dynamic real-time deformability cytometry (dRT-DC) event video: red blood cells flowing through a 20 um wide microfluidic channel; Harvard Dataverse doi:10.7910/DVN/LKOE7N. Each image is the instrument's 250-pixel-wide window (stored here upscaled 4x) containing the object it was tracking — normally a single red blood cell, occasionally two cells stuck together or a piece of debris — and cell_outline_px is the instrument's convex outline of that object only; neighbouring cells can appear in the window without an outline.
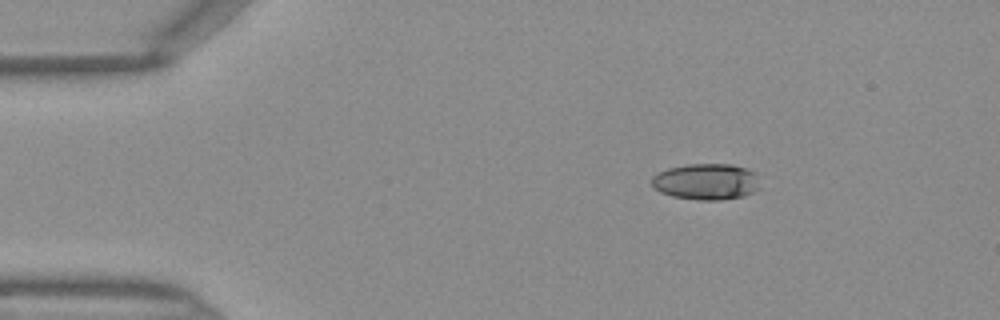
{"species": "Egyptian fruit bat (a non-hibernating species)", "species_latin": "Rousettus aegyptiacus", "temperature_condition": "warm", "stored_images_in_passage": 40, "camera_frame_rate_fps": 3000, "um_per_image_px": 0.085, "frame": {"image": 1, "passage_image": 1, "time_ms": 0.0, "image_size_px": [1000, 320], "cell_outline_px": [[760, 188], [756, 192], [744, 196], [720, 200], [700, 200], [672, 196], [660, 192], [652, 184], [652, 176], [668, 168], [688, 164], [732, 164], [748, 168], [756, 172]], "centroid_in_image_um": [60.09, 15.44], "position_along_channel_um": 24.9, "area_um2": 23.06}}
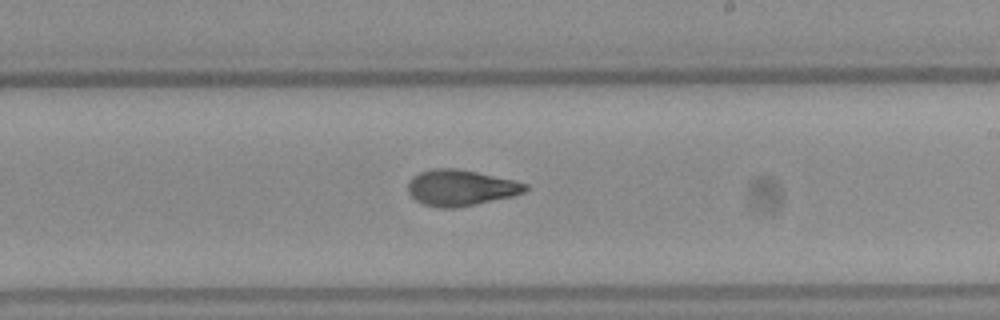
{"frame": {"image": 2, "passage_image": 21, "time_ms": 6.667, "image_size_px": [1000, 320], "cell_outline_px": [[528, 188], [524, 192], [512, 196], [476, 204], [452, 208], [440, 208], [424, 204], [416, 200], [408, 192], [408, 180], [412, 176], [420, 172], [432, 168], [456, 168], [516, 180], [528, 184]], "centroid_in_image_um": [39.15, 15.95], "position_along_channel_um": 249.9, "area_um2": 24.62}}
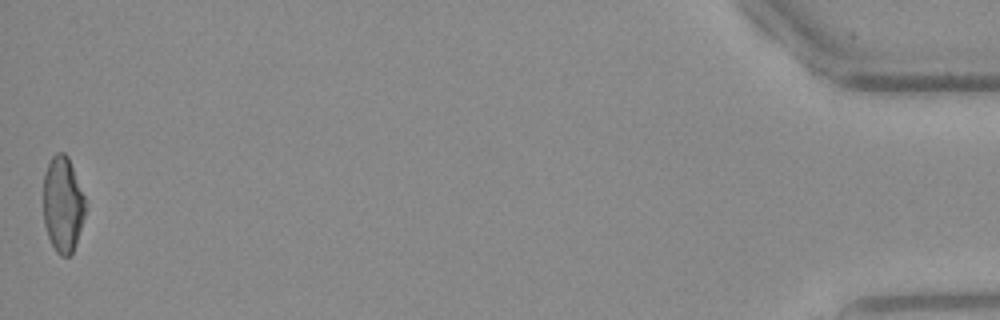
{"frame": {"image": 3, "passage_image": 40, "time_ms": 13.0, "image_size_px": [1000, 320], "cell_outline_px": [[84, 216], [72, 252], [68, 256], [60, 256], [56, 252], [48, 236], [44, 224], [44, 172], [52, 156], [56, 152], [64, 152], [68, 156], [84, 196]], "centroid_in_image_um": [5.31, 17.34], "position_along_channel_um": 429.9, "area_um2": 23.0}}